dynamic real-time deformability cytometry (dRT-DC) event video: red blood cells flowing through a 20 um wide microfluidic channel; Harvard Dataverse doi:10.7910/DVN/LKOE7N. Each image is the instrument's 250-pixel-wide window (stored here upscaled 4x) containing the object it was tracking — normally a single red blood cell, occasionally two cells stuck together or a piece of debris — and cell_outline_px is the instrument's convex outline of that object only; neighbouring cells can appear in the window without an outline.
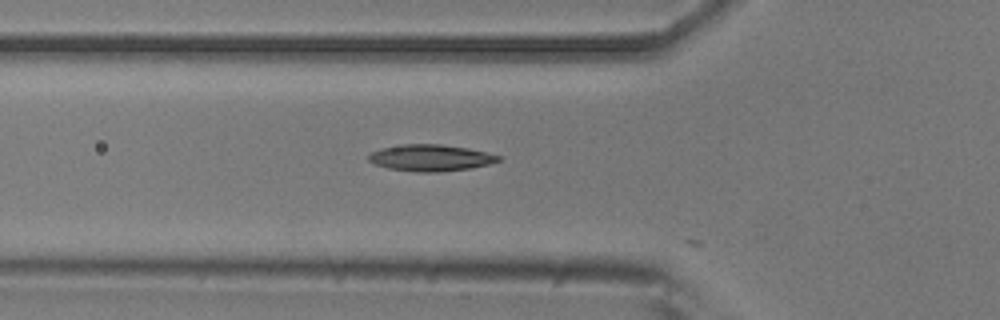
{"species": "common noctule bat (a hibernating species)", "species_latin": "Nyctalus noctula", "temperature_condition": "room temperature", "stored_images_in_passage": 14, "camera_frame_rate_fps": 3000, "um_per_image_px": 0.085, "animal": {"sex": "male", "body_mass_g": 20.5, "forearm_length_mm": 52.5}, "frame": {"image": 1, "passage_image": 12, "time_ms": 3.667, "image_size_px": [1000, 320], "cell_outline_px": [[500, 160], [488, 164], [472, 168], [440, 172], [416, 172], [388, 168], [376, 164], [368, 160], [368, 156], [372, 152], [380, 148], [404, 144], [440, 144], [468, 148], [500, 156]], "centroid_in_image_um": [36.58, 13.42], "position_along_channel_um": 89.2, "area_um2": 19.94}}